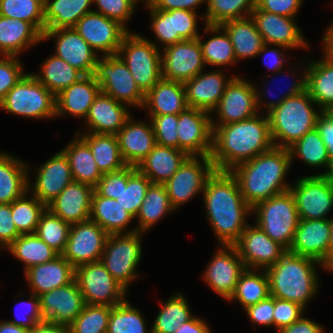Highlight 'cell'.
Returning <instances> with one entry per match:
<instances>
[{
  "instance_id": "52",
  "label": "cell",
  "mask_w": 333,
  "mask_h": 333,
  "mask_svg": "<svg viewBox=\"0 0 333 333\" xmlns=\"http://www.w3.org/2000/svg\"><path fill=\"white\" fill-rule=\"evenodd\" d=\"M47 206L29 190L11 203L13 222L20 234H34Z\"/></svg>"
},
{
  "instance_id": "3",
  "label": "cell",
  "mask_w": 333,
  "mask_h": 333,
  "mask_svg": "<svg viewBox=\"0 0 333 333\" xmlns=\"http://www.w3.org/2000/svg\"><path fill=\"white\" fill-rule=\"evenodd\" d=\"M291 166L289 150L274 146L254 159L238 164L230 172L244 200L253 208L263 200L290 190L292 183L287 182L286 177Z\"/></svg>"
},
{
  "instance_id": "60",
  "label": "cell",
  "mask_w": 333,
  "mask_h": 333,
  "mask_svg": "<svg viewBox=\"0 0 333 333\" xmlns=\"http://www.w3.org/2000/svg\"><path fill=\"white\" fill-rule=\"evenodd\" d=\"M0 104L5 95L26 74L18 56H0Z\"/></svg>"
},
{
  "instance_id": "73",
  "label": "cell",
  "mask_w": 333,
  "mask_h": 333,
  "mask_svg": "<svg viewBox=\"0 0 333 333\" xmlns=\"http://www.w3.org/2000/svg\"><path fill=\"white\" fill-rule=\"evenodd\" d=\"M329 24L322 36V53L333 59V20Z\"/></svg>"
},
{
  "instance_id": "37",
  "label": "cell",
  "mask_w": 333,
  "mask_h": 333,
  "mask_svg": "<svg viewBox=\"0 0 333 333\" xmlns=\"http://www.w3.org/2000/svg\"><path fill=\"white\" fill-rule=\"evenodd\" d=\"M90 219L100 225L108 234L136 231V227L128 229L135 217L118 201L102 197L95 190L91 198Z\"/></svg>"
},
{
  "instance_id": "6",
  "label": "cell",
  "mask_w": 333,
  "mask_h": 333,
  "mask_svg": "<svg viewBox=\"0 0 333 333\" xmlns=\"http://www.w3.org/2000/svg\"><path fill=\"white\" fill-rule=\"evenodd\" d=\"M252 214L255 218L253 223L289 250L300 221L290 190L257 203L252 208Z\"/></svg>"
},
{
  "instance_id": "51",
  "label": "cell",
  "mask_w": 333,
  "mask_h": 333,
  "mask_svg": "<svg viewBox=\"0 0 333 333\" xmlns=\"http://www.w3.org/2000/svg\"><path fill=\"white\" fill-rule=\"evenodd\" d=\"M144 314L128 299L111 307L107 333H152Z\"/></svg>"
},
{
  "instance_id": "68",
  "label": "cell",
  "mask_w": 333,
  "mask_h": 333,
  "mask_svg": "<svg viewBox=\"0 0 333 333\" xmlns=\"http://www.w3.org/2000/svg\"><path fill=\"white\" fill-rule=\"evenodd\" d=\"M316 129L327 148L330 161V175H333V112H321L316 120Z\"/></svg>"
},
{
  "instance_id": "35",
  "label": "cell",
  "mask_w": 333,
  "mask_h": 333,
  "mask_svg": "<svg viewBox=\"0 0 333 333\" xmlns=\"http://www.w3.org/2000/svg\"><path fill=\"white\" fill-rule=\"evenodd\" d=\"M306 77V90L320 111L333 112V59L324 53L320 60L308 58Z\"/></svg>"
},
{
  "instance_id": "18",
  "label": "cell",
  "mask_w": 333,
  "mask_h": 333,
  "mask_svg": "<svg viewBox=\"0 0 333 333\" xmlns=\"http://www.w3.org/2000/svg\"><path fill=\"white\" fill-rule=\"evenodd\" d=\"M108 233L91 219L72 224L61 254L75 268L101 260Z\"/></svg>"
},
{
  "instance_id": "62",
  "label": "cell",
  "mask_w": 333,
  "mask_h": 333,
  "mask_svg": "<svg viewBox=\"0 0 333 333\" xmlns=\"http://www.w3.org/2000/svg\"><path fill=\"white\" fill-rule=\"evenodd\" d=\"M305 313L306 309L296 302L274 298L273 327L278 333L298 321Z\"/></svg>"
},
{
  "instance_id": "25",
  "label": "cell",
  "mask_w": 333,
  "mask_h": 333,
  "mask_svg": "<svg viewBox=\"0 0 333 333\" xmlns=\"http://www.w3.org/2000/svg\"><path fill=\"white\" fill-rule=\"evenodd\" d=\"M55 39L53 54L79 70L84 76L96 71L98 55L74 28L45 30L42 41Z\"/></svg>"
},
{
  "instance_id": "30",
  "label": "cell",
  "mask_w": 333,
  "mask_h": 333,
  "mask_svg": "<svg viewBox=\"0 0 333 333\" xmlns=\"http://www.w3.org/2000/svg\"><path fill=\"white\" fill-rule=\"evenodd\" d=\"M29 292L38 297L75 280V267L62 255L47 263L30 267L24 272Z\"/></svg>"
},
{
  "instance_id": "45",
  "label": "cell",
  "mask_w": 333,
  "mask_h": 333,
  "mask_svg": "<svg viewBox=\"0 0 333 333\" xmlns=\"http://www.w3.org/2000/svg\"><path fill=\"white\" fill-rule=\"evenodd\" d=\"M89 147L99 170L105 174L126 166L116 135L75 132Z\"/></svg>"
},
{
  "instance_id": "13",
  "label": "cell",
  "mask_w": 333,
  "mask_h": 333,
  "mask_svg": "<svg viewBox=\"0 0 333 333\" xmlns=\"http://www.w3.org/2000/svg\"><path fill=\"white\" fill-rule=\"evenodd\" d=\"M150 11V28L155 36V40H150L158 49H164L167 46L184 40L198 39V19L204 21V14L183 9H174L164 11L153 9L151 6L146 8ZM158 43V44H157ZM163 46L160 47L159 46Z\"/></svg>"
},
{
  "instance_id": "56",
  "label": "cell",
  "mask_w": 333,
  "mask_h": 333,
  "mask_svg": "<svg viewBox=\"0 0 333 333\" xmlns=\"http://www.w3.org/2000/svg\"><path fill=\"white\" fill-rule=\"evenodd\" d=\"M111 307L85 304L69 325L70 333H107Z\"/></svg>"
},
{
  "instance_id": "76",
  "label": "cell",
  "mask_w": 333,
  "mask_h": 333,
  "mask_svg": "<svg viewBox=\"0 0 333 333\" xmlns=\"http://www.w3.org/2000/svg\"><path fill=\"white\" fill-rule=\"evenodd\" d=\"M322 267L324 271L328 273V271L332 274L333 273V256L328 258L323 264Z\"/></svg>"
},
{
  "instance_id": "54",
  "label": "cell",
  "mask_w": 333,
  "mask_h": 333,
  "mask_svg": "<svg viewBox=\"0 0 333 333\" xmlns=\"http://www.w3.org/2000/svg\"><path fill=\"white\" fill-rule=\"evenodd\" d=\"M0 16L26 21L41 35L45 32L44 0H0Z\"/></svg>"
},
{
  "instance_id": "9",
  "label": "cell",
  "mask_w": 333,
  "mask_h": 333,
  "mask_svg": "<svg viewBox=\"0 0 333 333\" xmlns=\"http://www.w3.org/2000/svg\"><path fill=\"white\" fill-rule=\"evenodd\" d=\"M118 55L144 94L162 78L161 49L144 35L129 31L122 40Z\"/></svg>"
},
{
  "instance_id": "55",
  "label": "cell",
  "mask_w": 333,
  "mask_h": 333,
  "mask_svg": "<svg viewBox=\"0 0 333 333\" xmlns=\"http://www.w3.org/2000/svg\"><path fill=\"white\" fill-rule=\"evenodd\" d=\"M70 226L46 208L40 216L35 234L61 255L66 247Z\"/></svg>"
},
{
  "instance_id": "33",
  "label": "cell",
  "mask_w": 333,
  "mask_h": 333,
  "mask_svg": "<svg viewBox=\"0 0 333 333\" xmlns=\"http://www.w3.org/2000/svg\"><path fill=\"white\" fill-rule=\"evenodd\" d=\"M183 83L161 78L146 94L147 115L180 114L187 108Z\"/></svg>"
},
{
  "instance_id": "29",
  "label": "cell",
  "mask_w": 333,
  "mask_h": 333,
  "mask_svg": "<svg viewBox=\"0 0 333 333\" xmlns=\"http://www.w3.org/2000/svg\"><path fill=\"white\" fill-rule=\"evenodd\" d=\"M330 231V219H300L288 251L323 264L327 260Z\"/></svg>"
},
{
  "instance_id": "5",
  "label": "cell",
  "mask_w": 333,
  "mask_h": 333,
  "mask_svg": "<svg viewBox=\"0 0 333 333\" xmlns=\"http://www.w3.org/2000/svg\"><path fill=\"white\" fill-rule=\"evenodd\" d=\"M317 106V107H315ZM306 90L302 94L285 99L269 112L270 133L275 147L288 149L307 132L316 128L321 113Z\"/></svg>"
},
{
  "instance_id": "27",
  "label": "cell",
  "mask_w": 333,
  "mask_h": 333,
  "mask_svg": "<svg viewBox=\"0 0 333 333\" xmlns=\"http://www.w3.org/2000/svg\"><path fill=\"white\" fill-rule=\"evenodd\" d=\"M129 109L127 105L100 91L84 120L86 127L76 132L116 135L132 115Z\"/></svg>"
},
{
  "instance_id": "23",
  "label": "cell",
  "mask_w": 333,
  "mask_h": 333,
  "mask_svg": "<svg viewBox=\"0 0 333 333\" xmlns=\"http://www.w3.org/2000/svg\"><path fill=\"white\" fill-rule=\"evenodd\" d=\"M41 324L69 326L82 312L85 302L77 281L39 296Z\"/></svg>"
},
{
  "instance_id": "21",
  "label": "cell",
  "mask_w": 333,
  "mask_h": 333,
  "mask_svg": "<svg viewBox=\"0 0 333 333\" xmlns=\"http://www.w3.org/2000/svg\"><path fill=\"white\" fill-rule=\"evenodd\" d=\"M233 245L246 269L266 270L288 251L255 223L249 224Z\"/></svg>"
},
{
  "instance_id": "24",
  "label": "cell",
  "mask_w": 333,
  "mask_h": 333,
  "mask_svg": "<svg viewBox=\"0 0 333 333\" xmlns=\"http://www.w3.org/2000/svg\"><path fill=\"white\" fill-rule=\"evenodd\" d=\"M258 32L261 34L264 43L280 45L291 50L310 49V43L302 32V29L295 22L296 18L281 16L269 13L255 7L251 14ZM307 40V41H306Z\"/></svg>"
},
{
  "instance_id": "1",
  "label": "cell",
  "mask_w": 333,
  "mask_h": 333,
  "mask_svg": "<svg viewBox=\"0 0 333 333\" xmlns=\"http://www.w3.org/2000/svg\"><path fill=\"white\" fill-rule=\"evenodd\" d=\"M205 217L217 244L233 245L250 224L252 208L244 200L230 171L214 172L208 177L202 193Z\"/></svg>"
},
{
  "instance_id": "42",
  "label": "cell",
  "mask_w": 333,
  "mask_h": 333,
  "mask_svg": "<svg viewBox=\"0 0 333 333\" xmlns=\"http://www.w3.org/2000/svg\"><path fill=\"white\" fill-rule=\"evenodd\" d=\"M176 212L170 203L164 184H151L146 192L142 205L135 217L136 231L145 233L156 226L166 214Z\"/></svg>"
},
{
  "instance_id": "36",
  "label": "cell",
  "mask_w": 333,
  "mask_h": 333,
  "mask_svg": "<svg viewBox=\"0 0 333 333\" xmlns=\"http://www.w3.org/2000/svg\"><path fill=\"white\" fill-rule=\"evenodd\" d=\"M42 42V35L30 23L0 16V56L19 57Z\"/></svg>"
},
{
  "instance_id": "2",
  "label": "cell",
  "mask_w": 333,
  "mask_h": 333,
  "mask_svg": "<svg viewBox=\"0 0 333 333\" xmlns=\"http://www.w3.org/2000/svg\"><path fill=\"white\" fill-rule=\"evenodd\" d=\"M213 129L210 158L215 170L230 171L240 163L274 147L268 115L256 116L225 125H211Z\"/></svg>"
},
{
  "instance_id": "53",
  "label": "cell",
  "mask_w": 333,
  "mask_h": 333,
  "mask_svg": "<svg viewBox=\"0 0 333 333\" xmlns=\"http://www.w3.org/2000/svg\"><path fill=\"white\" fill-rule=\"evenodd\" d=\"M257 0H207L205 24L221 25L224 22L250 16Z\"/></svg>"
},
{
  "instance_id": "10",
  "label": "cell",
  "mask_w": 333,
  "mask_h": 333,
  "mask_svg": "<svg viewBox=\"0 0 333 333\" xmlns=\"http://www.w3.org/2000/svg\"><path fill=\"white\" fill-rule=\"evenodd\" d=\"M94 75L103 93L129 108L142 109L145 94L137 86L126 63L118 54L99 56Z\"/></svg>"
},
{
  "instance_id": "59",
  "label": "cell",
  "mask_w": 333,
  "mask_h": 333,
  "mask_svg": "<svg viewBox=\"0 0 333 333\" xmlns=\"http://www.w3.org/2000/svg\"><path fill=\"white\" fill-rule=\"evenodd\" d=\"M147 117L152 122L156 144L178 149L179 114L148 115Z\"/></svg>"
},
{
  "instance_id": "61",
  "label": "cell",
  "mask_w": 333,
  "mask_h": 333,
  "mask_svg": "<svg viewBox=\"0 0 333 333\" xmlns=\"http://www.w3.org/2000/svg\"><path fill=\"white\" fill-rule=\"evenodd\" d=\"M135 169V166L126 165L117 171L103 174L94 190L102 197L119 198L123 185H127L128 177Z\"/></svg>"
},
{
  "instance_id": "50",
  "label": "cell",
  "mask_w": 333,
  "mask_h": 333,
  "mask_svg": "<svg viewBox=\"0 0 333 333\" xmlns=\"http://www.w3.org/2000/svg\"><path fill=\"white\" fill-rule=\"evenodd\" d=\"M5 251L23 263V272L47 263L59 254L34 234H21Z\"/></svg>"
},
{
  "instance_id": "43",
  "label": "cell",
  "mask_w": 333,
  "mask_h": 333,
  "mask_svg": "<svg viewBox=\"0 0 333 333\" xmlns=\"http://www.w3.org/2000/svg\"><path fill=\"white\" fill-rule=\"evenodd\" d=\"M204 33L211 35L207 41H203V36L198 37L203 59L206 66H214L218 69L227 66L237 65L233 46L226 31L220 25H204Z\"/></svg>"
},
{
  "instance_id": "15",
  "label": "cell",
  "mask_w": 333,
  "mask_h": 333,
  "mask_svg": "<svg viewBox=\"0 0 333 333\" xmlns=\"http://www.w3.org/2000/svg\"><path fill=\"white\" fill-rule=\"evenodd\" d=\"M217 248L203 271L202 280L216 295L228 301L246 267L234 245L219 244Z\"/></svg>"
},
{
  "instance_id": "39",
  "label": "cell",
  "mask_w": 333,
  "mask_h": 333,
  "mask_svg": "<svg viewBox=\"0 0 333 333\" xmlns=\"http://www.w3.org/2000/svg\"><path fill=\"white\" fill-rule=\"evenodd\" d=\"M30 166L11 153L0 151V203H12L28 191Z\"/></svg>"
},
{
  "instance_id": "67",
  "label": "cell",
  "mask_w": 333,
  "mask_h": 333,
  "mask_svg": "<svg viewBox=\"0 0 333 333\" xmlns=\"http://www.w3.org/2000/svg\"><path fill=\"white\" fill-rule=\"evenodd\" d=\"M271 44H264L260 52L258 53V56H262L264 66L269 69L272 74L273 72H278L288 64L289 61L288 57L289 55L286 54V51L290 50L286 47L280 46V45H274L275 47L272 48ZM287 59V61H286Z\"/></svg>"
},
{
  "instance_id": "31",
  "label": "cell",
  "mask_w": 333,
  "mask_h": 333,
  "mask_svg": "<svg viewBox=\"0 0 333 333\" xmlns=\"http://www.w3.org/2000/svg\"><path fill=\"white\" fill-rule=\"evenodd\" d=\"M100 91V85L94 74L83 76L55 96L56 118L70 115L83 119L84 123L89 109Z\"/></svg>"
},
{
  "instance_id": "57",
  "label": "cell",
  "mask_w": 333,
  "mask_h": 333,
  "mask_svg": "<svg viewBox=\"0 0 333 333\" xmlns=\"http://www.w3.org/2000/svg\"><path fill=\"white\" fill-rule=\"evenodd\" d=\"M151 184L150 180L136 168L129 175L127 185H123L119 198L115 200L136 217Z\"/></svg>"
},
{
  "instance_id": "71",
  "label": "cell",
  "mask_w": 333,
  "mask_h": 333,
  "mask_svg": "<svg viewBox=\"0 0 333 333\" xmlns=\"http://www.w3.org/2000/svg\"><path fill=\"white\" fill-rule=\"evenodd\" d=\"M209 324L203 317L194 316L188 322L183 323L175 333H213Z\"/></svg>"
},
{
  "instance_id": "49",
  "label": "cell",
  "mask_w": 333,
  "mask_h": 333,
  "mask_svg": "<svg viewBox=\"0 0 333 333\" xmlns=\"http://www.w3.org/2000/svg\"><path fill=\"white\" fill-rule=\"evenodd\" d=\"M270 296L266 270L245 269L240 275L234 294L228 301H236L242 310Z\"/></svg>"
},
{
  "instance_id": "64",
  "label": "cell",
  "mask_w": 333,
  "mask_h": 333,
  "mask_svg": "<svg viewBox=\"0 0 333 333\" xmlns=\"http://www.w3.org/2000/svg\"><path fill=\"white\" fill-rule=\"evenodd\" d=\"M254 329L257 326L273 327V311H274V297L268 296L266 299L261 300L255 305L249 306L244 309Z\"/></svg>"
},
{
  "instance_id": "47",
  "label": "cell",
  "mask_w": 333,
  "mask_h": 333,
  "mask_svg": "<svg viewBox=\"0 0 333 333\" xmlns=\"http://www.w3.org/2000/svg\"><path fill=\"white\" fill-rule=\"evenodd\" d=\"M31 74L55 96L84 76L54 54L43 61L39 72Z\"/></svg>"
},
{
  "instance_id": "17",
  "label": "cell",
  "mask_w": 333,
  "mask_h": 333,
  "mask_svg": "<svg viewBox=\"0 0 333 333\" xmlns=\"http://www.w3.org/2000/svg\"><path fill=\"white\" fill-rule=\"evenodd\" d=\"M73 28L100 56L117 55L129 32L118 21L94 11L82 16Z\"/></svg>"
},
{
  "instance_id": "16",
  "label": "cell",
  "mask_w": 333,
  "mask_h": 333,
  "mask_svg": "<svg viewBox=\"0 0 333 333\" xmlns=\"http://www.w3.org/2000/svg\"><path fill=\"white\" fill-rule=\"evenodd\" d=\"M249 80V81H248ZM250 79L235 76L226 86L219 104L212 111L211 125H225L246 120L259 112L256 105L255 89ZM215 114L213 115V113Z\"/></svg>"
},
{
  "instance_id": "58",
  "label": "cell",
  "mask_w": 333,
  "mask_h": 333,
  "mask_svg": "<svg viewBox=\"0 0 333 333\" xmlns=\"http://www.w3.org/2000/svg\"><path fill=\"white\" fill-rule=\"evenodd\" d=\"M93 5L97 7V9H93L94 12L118 21L128 31H131L127 22L131 21L136 13L135 9H137V5L131 0H93Z\"/></svg>"
},
{
  "instance_id": "19",
  "label": "cell",
  "mask_w": 333,
  "mask_h": 333,
  "mask_svg": "<svg viewBox=\"0 0 333 333\" xmlns=\"http://www.w3.org/2000/svg\"><path fill=\"white\" fill-rule=\"evenodd\" d=\"M206 68L198 39L184 40L161 49L162 78L184 83Z\"/></svg>"
},
{
  "instance_id": "8",
  "label": "cell",
  "mask_w": 333,
  "mask_h": 333,
  "mask_svg": "<svg viewBox=\"0 0 333 333\" xmlns=\"http://www.w3.org/2000/svg\"><path fill=\"white\" fill-rule=\"evenodd\" d=\"M138 231L121 234H108L101 262L111 276L127 291L140 277L137 267L142 259V237Z\"/></svg>"
},
{
  "instance_id": "34",
  "label": "cell",
  "mask_w": 333,
  "mask_h": 333,
  "mask_svg": "<svg viewBox=\"0 0 333 333\" xmlns=\"http://www.w3.org/2000/svg\"><path fill=\"white\" fill-rule=\"evenodd\" d=\"M188 157L189 155L180 149L156 144L136 168L152 184H164Z\"/></svg>"
},
{
  "instance_id": "70",
  "label": "cell",
  "mask_w": 333,
  "mask_h": 333,
  "mask_svg": "<svg viewBox=\"0 0 333 333\" xmlns=\"http://www.w3.org/2000/svg\"><path fill=\"white\" fill-rule=\"evenodd\" d=\"M303 315L298 321L278 333H325V327Z\"/></svg>"
},
{
  "instance_id": "69",
  "label": "cell",
  "mask_w": 333,
  "mask_h": 333,
  "mask_svg": "<svg viewBox=\"0 0 333 333\" xmlns=\"http://www.w3.org/2000/svg\"><path fill=\"white\" fill-rule=\"evenodd\" d=\"M204 4H207V0H152L150 6L164 11L183 9L196 12Z\"/></svg>"
},
{
  "instance_id": "74",
  "label": "cell",
  "mask_w": 333,
  "mask_h": 333,
  "mask_svg": "<svg viewBox=\"0 0 333 333\" xmlns=\"http://www.w3.org/2000/svg\"><path fill=\"white\" fill-rule=\"evenodd\" d=\"M0 333H30V329L16 326L5 320L0 321Z\"/></svg>"
},
{
  "instance_id": "66",
  "label": "cell",
  "mask_w": 333,
  "mask_h": 333,
  "mask_svg": "<svg viewBox=\"0 0 333 333\" xmlns=\"http://www.w3.org/2000/svg\"><path fill=\"white\" fill-rule=\"evenodd\" d=\"M304 0H257L256 7L269 13L296 18Z\"/></svg>"
},
{
  "instance_id": "41",
  "label": "cell",
  "mask_w": 333,
  "mask_h": 333,
  "mask_svg": "<svg viewBox=\"0 0 333 333\" xmlns=\"http://www.w3.org/2000/svg\"><path fill=\"white\" fill-rule=\"evenodd\" d=\"M67 145L60 149L69 161L74 182L95 188L103 173L99 170L90 147L75 133Z\"/></svg>"
},
{
  "instance_id": "65",
  "label": "cell",
  "mask_w": 333,
  "mask_h": 333,
  "mask_svg": "<svg viewBox=\"0 0 333 333\" xmlns=\"http://www.w3.org/2000/svg\"><path fill=\"white\" fill-rule=\"evenodd\" d=\"M20 235L13 222L11 203H0V251L7 249Z\"/></svg>"
},
{
  "instance_id": "11",
  "label": "cell",
  "mask_w": 333,
  "mask_h": 333,
  "mask_svg": "<svg viewBox=\"0 0 333 333\" xmlns=\"http://www.w3.org/2000/svg\"><path fill=\"white\" fill-rule=\"evenodd\" d=\"M290 191L300 219H331L333 175H306L294 180Z\"/></svg>"
},
{
  "instance_id": "4",
  "label": "cell",
  "mask_w": 333,
  "mask_h": 333,
  "mask_svg": "<svg viewBox=\"0 0 333 333\" xmlns=\"http://www.w3.org/2000/svg\"><path fill=\"white\" fill-rule=\"evenodd\" d=\"M318 267L323 268L317 260L287 251L276 264L266 269L270 295L296 302L307 310L320 289Z\"/></svg>"
},
{
  "instance_id": "14",
  "label": "cell",
  "mask_w": 333,
  "mask_h": 333,
  "mask_svg": "<svg viewBox=\"0 0 333 333\" xmlns=\"http://www.w3.org/2000/svg\"><path fill=\"white\" fill-rule=\"evenodd\" d=\"M214 170L210 156H189L164 183L173 208L177 211L197 195H202L205 183Z\"/></svg>"
},
{
  "instance_id": "63",
  "label": "cell",
  "mask_w": 333,
  "mask_h": 333,
  "mask_svg": "<svg viewBox=\"0 0 333 333\" xmlns=\"http://www.w3.org/2000/svg\"><path fill=\"white\" fill-rule=\"evenodd\" d=\"M28 297H30L28 301L21 300L18 303L20 305H17V306H20L21 308H23L25 305V308H23L24 311H20L21 308H20V310H17L19 308L15 309V314H14L15 319L7 320V321L13 323L16 326L31 329L35 324L39 323L40 303H39V297L36 294H33L30 292ZM16 311H19V313L20 312L21 313L19 314ZM22 313H24V314H22Z\"/></svg>"
},
{
  "instance_id": "46",
  "label": "cell",
  "mask_w": 333,
  "mask_h": 333,
  "mask_svg": "<svg viewBox=\"0 0 333 333\" xmlns=\"http://www.w3.org/2000/svg\"><path fill=\"white\" fill-rule=\"evenodd\" d=\"M291 163H294V159L298 158L306 166L320 170L322 167L326 170L323 173L318 172L315 175H330V161L327 148L320 136L319 131L315 128L312 131L307 132L302 138L295 142L288 148Z\"/></svg>"
},
{
  "instance_id": "32",
  "label": "cell",
  "mask_w": 333,
  "mask_h": 333,
  "mask_svg": "<svg viewBox=\"0 0 333 333\" xmlns=\"http://www.w3.org/2000/svg\"><path fill=\"white\" fill-rule=\"evenodd\" d=\"M93 192L90 185L72 182L47 205V209L70 225L89 220Z\"/></svg>"
},
{
  "instance_id": "77",
  "label": "cell",
  "mask_w": 333,
  "mask_h": 333,
  "mask_svg": "<svg viewBox=\"0 0 333 333\" xmlns=\"http://www.w3.org/2000/svg\"><path fill=\"white\" fill-rule=\"evenodd\" d=\"M134 4L138 6V3L142 2L145 8H148L151 5L152 0H131Z\"/></svg>"
},
{
  "instance_id": "22",
  "label": "cell",
  "mask_w": 333,
  "mask_h": 333,
  "mask_svg": "<svg viewBox=\"0 0 333 333\" xmlns=\"http://www.w3.org/2000/svg\"><path fill=\"white\" fill-rule=\"evenodd\" d=\"M211 113L187 107L179 114L178 149L189 156H210L212 151L213 129Z\"/></svg>"
},
{
  "instance_id": "12",
  "label": "cell",
  "mask_w": 333,
  "mask_h": 333,
  "mask_svg": "<svg viewBox=\"0 0 333 333\" xmlns=\"http://www.w3.org/2000/svg\"><path fill=\"white\" fill-rule=\"evenodd\" d=\"M75 280L85 304L113 307L127 299L128 291L111 276L101 261L77 266Z\"/></svg>"
},
{
  "instance_id": "75",
  "label": "cell",
  "mask_w": 333,
  "mask_h": 333,
  "mask_svg": "<svg viewBox=\"0 0 333 333\" xmlns=\"http://www.w3.org/2000/svg\"><path fill=\"white\" fill-rule=\"evenodd\" d=\"M330 224H331V231H330L329 244L327 249V259L333 256V215L332 218L330 219Z\"/></svg>"
},
{
  "instance_id": "28",
  "label": "cell",
  "mask_w": 333,
  "mask_h": 333,
  "mask_svg": "<svg viewBox=\"0 0 333 333\" xmlns=\"http://www.w3.org/2000/svg\"><path fill=\"white\" fill-rule=\"evenodd\" d=\"M138 120L131 115L116 134L119 149L126 165L137 167L156 145L154 129L150 118Z\"/></svg>"
},
{
  "instance_id": "38",
  "label": "cell",
  "mask_w": 333,
  "mask_h": 333,
  "mask_svg": "<svg viewBox=\"0 0 333 333\" xmlns=\"http://www.w3.org/2000/svg\"><path fill=\"white\" fill-rule=\"evenodd\" d=\"M228 34L237 62L254 59L265 44L251 16L220 25Z\"/></svg>"
},
{
  "instance_id": "20",
  "label": "cell",
  "mask_w": 333,
  "mask_h": 333,
  "mask_svg": "<svg viewBox=\"0 0 333 333\" xmlns=\"http://www.w3.org/2000/svg\"><path fill=\"white\" fill-rule=\"evenodd\" d=\"M34 168L33 182L28 169V190L46 206L74 182L69 161L61 150Z\"/></svg>"
},
{
  "instance_id": "48",
  "label": "cell",
  "mask_w": 333,
  "mask_h": 333,
  "mask_svg": "<svg viewBox=\"0 0 333 333\" xmlns=\"http://www.w3.org/2000/svg\"><path fill=\"white\" fill-rule=\"evenodd\" d=\"M159 306L161 307L151 325L152 333H175L183 323L195 316L187 297L180 292L174 293L164 303L160 301Z\"/></svg>"
},
{
  "instance_id": "7",
  "label": "cell",
  "mask_w": 333,
  "mask_h": 333,
  "mask_svg": "<svg viewBox=\"0 0 333 333\" xmlns=\"http://www.w3.org/2000/svg\"><path fill=\"white\" fill-rule=\"evenodd\" d=\"M1 109L28 119H56L55 95L30 72L5 95Z\"/></svg>"
},
{
  "instance_id": "44",
  "label": "cell",
  "mask_w": 333,
  "mask_h": 333,
  "mask_svg": "<svg viewBox=\"0 0 333 333\" xmlns=\"http://www.w3.org/2000/svg\"><path fill=\"white\" fill-rule=\"evenodd\" d=\"M93 0H44L45 30L73 28L85 14L92 12Z\"/></svg>"
},
{
  "instance_id": "26",
  "label": "cell",
  "mask_w": 333,
  "mask_h": 333,
  "mask_svg": "<svg viewBox=\"0 0 333 333\" xmlns=\"http://www.w3.org/2000/svg\"><path fill=\"white\" fill-rule=\"evenodd\" d=\"M226 69H205L194 78L183 83L188 107L212 113L224 94L226 86L236 76L225 74ZM228 76V77H226Z\"/></svg>"
},
{
  "instance_id": "40",
  "label": "cell",
  "mask_w": 333,
  "mask_h": 333,
  "mask_svg": "<svg viewBox=\"0 0 333 333\" xmlns=\"http://www.w3.org/2000/svg\"><path fill=\"white\" fill-rule=\"evenodd\" d=\"M301 60H304L306 62V63L304 62V64H303V65H305V67H304V70H302V71H300L301 69L297 70L298 68L296 67V65H294V67L291 66L290 71H288V70L285 71L284 69H282V70L276 72V75L274 73L273 74L269 73V74L265 75L264 76L265 80L262 81V83L265 85L261 84L262 85V86L260 85L261 88L257 84H255V82H253L254 89H255L256 105H257V109H258L259 113L267 115L274 108L278 107L285 99H287L289 97L297 96L299 94H302L304 91H306L307 58H305V56H304V59H301ZM296 70H297V72H296ZM285 73H288V75L290 74L289 76L293 78V79L291 78L290 83L288 82L289 85L285 88L286 90L284 91V89H283V93H281L282 95L281 94H279V96L274 95L276 97L275 98L273 97V99L268 98L269 93H270V89L269 88L267 89V87H266L268 85L267 83L269 82L268 78L270 79L274 76L275 77L278 76V78H279V76L287 75ZM288 75H287V77L289 78ZM265 94H266V96H265ZM270 97H272L271 94H270ZM268 99H270V100H268Z\"/></svg>"
},
{
  "instance_id": "72",
  "label": "cell",
  "mask_w": 333,
  "mask_h": 333,
  "mask_svg": "<svg viewBox=\"0 0 333 333\" xmlns=\"http://www.w3.org/2000/svg\"><path fill=\"white\" fill-rule=\"evenodd\" d=\"M30 333H70L69 326L60 324H35Z\"/></svg>"
}]
</instances>
